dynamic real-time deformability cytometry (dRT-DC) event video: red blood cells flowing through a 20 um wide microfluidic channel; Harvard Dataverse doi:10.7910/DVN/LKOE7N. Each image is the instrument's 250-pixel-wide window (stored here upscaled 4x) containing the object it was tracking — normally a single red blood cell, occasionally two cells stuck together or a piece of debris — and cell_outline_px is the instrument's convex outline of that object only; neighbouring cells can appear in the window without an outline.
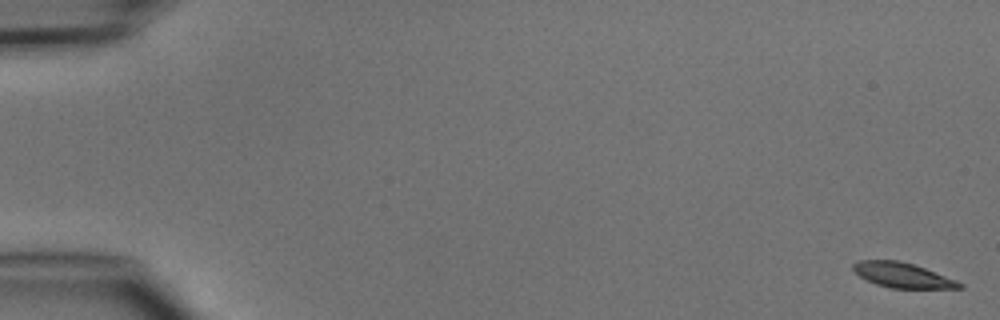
{"species": "common noctule bat (a hibernating species)", "species_latin": "Nyctalus noctula", "temperature_condition": "cold", "stored_images_in_passage": 5, "segment_of_instrument_passage": [1, 2], "camera_frame_rate_fps": 3000, "um_per_image_px": 0.085, "animal": {"sex": "male", "body_mass_g": 15.6}, "frame": {"image": 1, "passage_image": 1, "time_ms": 0.0, "image_size_px": [1000, 320], "cell_outline_px": [[964, 288], [892, 288], [876, 284], [860, 276], [852, 268], [852, 264], [860, 260], [900, 260], [924, 268], [956, 280], [964, 284]], "centroid_in_image_um": [76.71, 23.39], "position_along_channel_um": 8.3, "area_um2": 15.26}}